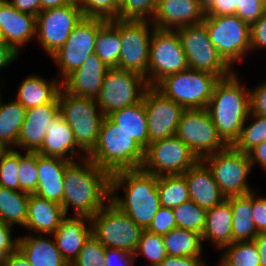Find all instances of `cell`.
<instances>
[{
    "instance_id": "603a6c76",
    "label": "cell",
    "mask_w": 266,
    "mask_h": 266,
    "mask_svg": "<svg viewBox=\"0 0 266 266\" xmlns=\"http://www.w3.org/2000/svg\"><path fill=\"white\" fill-rule=\"evenodd\" d=\"M183 175L190 200L200 207L209 210L226 199L213 178L212 172L202 160H199Z\"/></svg>"
},
{
    "instance_id": "d590c367",
    "label": "cell",
    "mask_w": 266,
    "mask_h": 266,
    "mask_svg": "<svg viewBox=\"0 0 266 266\" xmlns=\"http://www.w3.org/2000/svg\"><path fill=\"white\" fill-rule=\"evenodd\" d=\"M162 237L169 256L192 257L203 253L202 238L197 232L175 227Z\"/></svg>"
},
{
    "instance_id": "9c48e42d",
    "label": "cell",
    "mask_w": 266,
    "mask_h": 266,
    "mask_svg": "<svg viewBox=\"0 0 266 266\" xmlns=\"http://www.w3.org/2000/svg\"><path fill=\"white\" fill-rule=\"evenodd\" d=\"M203 23L217 52L230 67L250 53V25L239 16H205Z\"/></svg>"
},
{
    "instance_id": "d6986e66",
    "label": "cell",
    "mask_w": 266,
    "mask_h": 266,
    "mask_svg": "<svg viewBox=\"0 0 266 266\" xmlns=\"http://www.w3.org/2000/svg\"><path fill=\"white\" fill-rule=\"evenodd\" d=\"M204 18V0H157L151 22L157 29L175 30L201 23Z\"/></svg>"
},
{
    "instance_id": "816d5d0a",
    "label": "cell",
    "mask_w": 266,
    "mask_h": 266,
    "mask_svg": "<svg viewBox=\"0 0 266 266\" xmlns=\"http://www.w3.org/2000/svg\"><path fill=\"white\" fill-rule=\"evenodd\" d=\"M250 113L266 116V82L250 89Z\"/></svg>"
},
{
    "instance_id": "e575fe53",
    "label": "cell",
    "mask_w": 266,
    "mask_h": 266,
    "mask_svg": "<svg viewBox=\"0 0 266 266\" xmlns=\"http://www.w3.org/2000/svg\"><path fill=\"white\" fill-rule=\"evenodd\" d=\"M29 193L0 186V220L7 225L25 226L28 214Z\"/></svg>"
},
{
    "instance_id": "8992f818",
    "label": "cell",
    "mask_w": 266,
    "mask_h": 266,
    "mask_svg": "<svg viewBox=\"0 0 266 266\" xmlns=\"http://www.w3.org/2000/svg\"><path fill=\"white\" fill-rule=\"evenodd\" d=\"M220 80L209 72L186 69L162 79L155 88L184 109L206 108Z\"/></svg>"
},
{
    "instance_id": "cb8c5ba5",
    "label": "cell",
    "mask_w": 266,
    "mask_h": 266,
    "mask_svg": "<svg viewBox=\"0 0 266 266\" xmlns=\"http://www.w3.org/2000/svg\"><path fill=\"white\" fill-rule=\"evenodd\" d=\"M76 149L83 152L81 153L82 156H79L80 159L87 157V154H84L85 152L76 143L70 125L63 119L60 113L57 114L47 126L43 145L37 153L43 156L55 157L73 162V157L76 156Z\"/></svg>"
},
{
    "instance_id": "d4e9b609",
    "label": "cell",
    "mask_w": 266,
    "mask_h": 266,
    "mask_svg": "<svg viewBox=\"0 0 266 266\" xmlns=\"http://www.w3.org/2000/svg\"><path fill=\"white\" fill-rule=\"evenodd\" d=\"M72 217L66 216L56 231L50 235L52 238L54 236L57 248L69 265H71L72 262L79 256V252L84 246V243L92 234L89 217Z\"/></svg>"
},
{
    "instance_id": "1f68e13d",
    "label": "cell",
    "mask_w": 266,
    "mask_h": 266,
    "mask_svg": "<svg viewBox=\"0 0 266 266\" xmlns=\"http://www.w3.org/2000/svg\"><path fill=\"white\" fill-rule=\"evenodd\" d=\"M233 242L253 241L258 235L252 217L253 192L230 196Z\"/></svg>"
},
{
    "instance_id": "d6a6232c",
    "label": "cell",
    "mask_w": 266,
    "mask_h": 266,
    "mask_svg": "<svg viewBox=\"0 0 266 266\" xmlns=\"http://www.w3.org/2000/svg\"><path fill=\"white\" fill-rule=\"evenodd\" d=\"M121 44L120 19L107 21L97 32L95 54L108 68H118Z\"/></svg>"
},
{
    "instance_id": "44dd1931",
    "label": "cell",
    "mask_w": 266,
    "mask_h": 266,
    "mask_svg": "<svg viewBox=\"0 0 266 266\" xmlns=\"http://www.w3.org/2000/svg\"><path fill=\"white\" fill-rule=\"evenodd\" d=\"M108 69L103 61L93 53L62 81V87L73 95L96 99L100 94Z\"/></svg>"
},
{
    "instance_id": "be15d7a7",
    "label": "cell",
    "mask_w": 266,
    "mask_h": 266,
    "mask_svg": "<svg viewBox=\"0 0 266 266\" xmlns=\"http://www.w3.org/2000/svg\"><path fill=\"white\" fill-rule=\"evenodd\" d=\"M77 3V0H41V11Z\"/></svg>"
},
{
    "instance_id": "836d02e7",
    "label": "cell",
    "mask_w": 266,
    "mask_h": 266,
    "mask_svg": "<svg viewBox=\"0 0 266 266\" xmlns=\"http://www.w3.org/2000/svg\"><path fill=\"white\" fill-rule=\"evenodd\" d=\"M0 96V141L8 149L17 147L18 136L25 119L26 109L16 99L2 102Z\"/></svg>"
},
{
    "instance_id": "ffe728a7",
    "label": "cell",
    "mask_w": 266,
    "mask_h": 266,
    "mask_svg": "<svg viewBox=\"0 0 266 266\" xmlns=\"http://www.w3.org/2000/svg\"><path fill=\"white\" fill-rule=\"evenodd\" d=\"M57 114H59L58 96L51 103L26 109L17 148H22L25 152H37L43 145L47 126Z\"/></svg>"
},
{
    "instance_id": "484cf974",
    "label": "cell",
    "mask_w": 266,
    "mask_h": 266,
    "mask_svg": "<svg viewBox=\"0 0 266 266\" xmlns=\"http://www.w3.org/2000/svg\"><path fill=\"white\" fill-rule=\"evenodd\" d=\"M68 160L47 157L37 153L38 183L35 195L62 204L64 194V172Z\"/></svg>"
},
{
    "instance_id": "f35d334b",
    "label": "cell",
    "mask_w": 266,
    "mask_h": 266,
    "mask_svg": "<svg viewBox=\"0 0 266 266\" xmlns=\"http://www.w3.org/2000/svg\"><path fill=\"white\" fill-rule=\"evenodd\" d=\"M248 118H253V121L249 125L247 120L244 122L239 138L232 145L243 153L266 141V116L249 113Z\"/></svg>"
},
{
    "instance_id": "f5cc1de1",
    "label": "cell",
    "mask_w": 266,
    "mask_h": 266,
    "mask_svg": "<svg viewBox=\"0 0 266 266\" xmlns=\"http://www.w3.org/2000/svg\"><path fill=\"white\" fill-rule=\"evenodd\" d=\"M253 222L258 233L266 232V197L256 196L253 192Z\"/></svg>"
},
{
    "instance_id": "60d3db41",
    "label": "cell",
    "mask_w": 266,
    "mask_h": 266,
    "mask_svg": "<svg viewBox=\"0 0 266 266\" xmlns=\"http://www.w3.org/2000/svg\"><path fill=\"white\" fill-rule=\"evenodd\" d=\"M140 255L149 261L150 266H159L168 255L162 235L143 230L133 256L136 259Z\"/></svg>"
},
{
    "instance_id": "8fae6325",
    "label": "cell",
    "mask_w": 266,
    "mask_h": 266,
    "mask_svg": "<svg viewBox=\"0 0 266 266\" xmlns=\"http://www.w3.org/2000/svg\"><path fill=\"white\" fill-rule=\"evenodd\" d=\"M149 54L145 80L150 87H155L169 75L189 68L176 30L153 28Z\"/></svg>"
},
{
    "instance_id": "8d00e7d4",
    "label": "cell",
    "mask_w": 266,
    "mask_h": 266,
    "mask_svg": "<svg viewBox=\"0 0 266 266\" xmlns=\"http://www.w3.org/2000/svg\"><path fill=\"white\" fill-rule=\"evenodd\" d=\"M157 189L162 207L174 208L190 200L183 174L159 176Z\"/></svg>"
},
{
    "instance_id": "9a60e30c",
    "label": "cell",
    "mask_w": 266,
    "mask_h": 266,
    "mask_svg": "<svg viewBox=\"0 0 266 266\" xmlns=\"http://www.w3.org/2000/svg\"><path fill=\"white\" fill-rule=\"evenodd\" d=\"M106 22L100 18L84 17L71 31L63 46L51 56L61 71V82L95 53L97 32Z\"/></svg>"
},
{
    "instance_id": "2e32d148",
    "label": "cell",
    "mask_w": 266,
    "mask_h": 266,
    "mask_svg": "<svg viewBox=\"0 0 266 266\" xmlns=\"http://www.w3.org/2000/svg\"><path fill=\"white\" fill-rule=\"evenodd\" d=\"M83 18L78 3L44 10L37 15L36 38L50 57L63 46Z\"/></svg>"
},
{
    "instance_id": "f1b7e54d",
    "label": "cell",
    "mask_w": 266,
    "mask_h": 266,
    "mask_svg": "<svg viewBox=\"0 0 266 266\" xmlns=\"http://www.w3.org/2000/svg\"><path fill=\"white\" fill-rule=\"evenodd\" d=\"M202 242L210 240L218 249H222L233 242L232 209L230 197L207 210Z\"/></svg>"
},
{
    "instance_id": "03108f58",
    "label": "cell",
    "mask_w": 266,
    "mask_h": 266,
    "mask_svg": "<svg viewBox=\"0 0 266 266\" xmlns=\"http://www.w3.org/2000/svg\"><path fill=\"white\" fill-rule=\"evenodd\" d=\"M0 42H5L1 28H0Z\"/></svg>"
},
{
    "instance_id": "9f6ffc18",
    "label": "cell",
    "mask_w": 266,
    "mask_h": 266,
    "mask_svg": "<svg viewBox=\"0 0 266 266\" xmlns=\"http://www.w3.org/2000/svg\"><path fill=\"white\" fill-rule=\"evenodd\" d=\"M201 256L176 257L167 255L159 266H208Z\"/></svg>"
},
{
    "instance_id": "7bdbcfd3",
    "label": "cell",
    "mask_w": 266,
    "mask_h": 266,
    "mask_svg": "<svg viewBox=\"0 0 266 266\" xmlns=\"http://www.w3.org/2000/svg\"><path fill=\"white\" fill-rule=\"evenodd\" d=\"M156 6L157 0H120L118 19L151 21Z\"/></svg>"
},
{
    "instance_id": "f907efd6",
    "label": "cell",
    "mask_w": 266,
    "mask_h": 266,
    "mask_svg": "<svg viewBox=\"0 0 266 266\" xmlns=\"http://www.w3.org/2000/svg\"><path fill=\"white\" fill-rule=\"evenodd\" d=\"M251 51L266 48V12L250 25Z\"/></svg>"
},
{
    "instance_id": "7a4b0ae2",
    "label": "cell",
    "mask_w": 266,
    "mask_h": 266,
    "mask_svg": "<svg viewBox=\"0 0 266 266\" xmlns=\"http://www.w3.org/2000/svg\"><path fill=\"white\" fill-rule=\"evenodd\" d=\"M158 176L142 168L119 170L111 174L110 202L146 230L161 207ZM122 188L125 198L117 196Z\"/></svg>"
},
{
    "instance_id": "52a82bcc",
    "label": "cell",
    "mask_w": 266,
    "mask_h": 266,
    "mask_svg": "<svg viewBox=\"0 0 266 266\" xmlns=\"http://www.w3.org/2000/svg\"><path fill=\"white\" fill-rule=\"evenodd\" d=\"M92 234L106 248L134 254L143 229L110 201L90 218Z\"/></svg>"
},
{
    "instance_id": "4dcf8cb0",
    "label": "cell",
    "mask_w": 266,
    "mask_h": 266,
    "mask_svg": "<svg viewBox=\"0 0 266 266\" xmlns=\"http://www.w3.org/2000/svg\"><path fill=\"white\" fill-rule=\"evenodd\" d=\"M108 117L144 150L148 147V123L143 99L135 105L113 111Z\"/></svg>"
},
{
    "instance_id": "bcb514c9",
    "label": "cell",
    "mask_w": 266,
    "mask_h": 266,
    "mask_svg": "<svg viewBox=\"0 0 266 266\" xmlns=\"http://www.w3.org/2000/svg\"><path fill=\"white\" fill-rule=\"evenodd\" d=\"M106 247L91 234L70 266H105Z\"/></svg>"
},
{
    "instance_id": "e0dca14e",
    "label": "cell",
    "mask_w": 266,
    "mask_h": 266,
    "mask_svg": "<svg viewBox=\"0 0 266 266\" xmlns=\"http://www.w3.org/2000/svg\"><path fill=\"white\" fill-rule=\"evenodd\" d=\"M150 26H153L152 30ZM153 28L151 21L120 20L122 44L118 68L138 73L144 78L147 76Z\"/></svg>"
},
{
    "instance_id": "c3c4849f",
    "label": "cell",
    "mask_w": 266,
    "mask_h": 266,
    "mask_svg": "<svg viewBox=\"0 0 266 266\" xmlns=\"http://www.w3.org/2000/svg\"><path fill=\"white\" fill-rule=\"evenodd\" d=\"M175 227L177 224L172 208L161 206L146 230L154 234L164 235Z\"/></svg>"
},
{
    "instance_id": "30bf717a",
    "label": "cell",
    "mask_w": 266,
    "mask_h": 266,
    "mask_svg": "<svg viewBox=\"0 0 266 266\" xmlns=\"http://www.w3.org/2000/svg\"><path fill=\"white\" fill-rule=\"evenodd\" d=\"M186 55L188 67L217 75L220 79L234 71L219 55L203 22L175 29Z\"/></svg>"
},
{
    "instance_id": "f6af8a7d",
    "label": "cell",
    "mask_w": 266,
    "mask_h": 266,
    "mask_svg": "<svg viewBox=\"0 0 266 266\" xmlns=\"http://www.w3.org/2000/svg\"><path fill=\"white\" fill-rule=\"evenodd\" d=\"M18 169L19 152L10 148L0 157V186L19 191Z\"/></svg>"
},
{
    "instance_id": "6125c7cd",
    "label": "cell",
    "mask_w": 266,
    "mask_h": 266,
    "mask_svg": "<svg viewBox=\"0 0 266 266\" xmlns=\"http://www.w3.org/2000/svg\"><path fill=\"white\" fill-rule=\"evenodd\" d=\"M253 241L258 248L260 265L266 266V232L258 233Z\"/></svg>"
},
{
    "instance_id": "5bb4252c",
    "label": "cell",
    "mask_w": 266,
    "mask_h": 266,
    "mask_svg": "<svg viewBox=\"0 0 266 266\" xmlns=\"http://www.w3.org/2000/svg\"><path fill=\"white\" fill-rule=\"evenodd\" d=\"M202 160L228 145L218 134L206 108L185 109L175 134Z\"/></svg>"
},
{
    "instance_id": "ba28073f",
    "label": "cell",
    "mask_w": 266,
    "mask_h": 266,
    "mask_svg": "<svg viewBox=\"0 0 266 266\" xmlns=\"http://www.w3.org/2000/svg\"><path fill=\"white\" fill-rule=\"evenodd\" d=\"M212 172L213 178L225 197L243 196L254 192L247 177L252 164L247 153L228 145L225 149L202 159Z\"/></svg>"
},
{
    "instance_id": "11a10c76",
    "label": "cell",
    "mask_w": 266,
    "mask_h": 266,
    "mask_svg": "<svg viewBox=\"0 0 266 266\" xmlns=\"http://www.w3.org/2000/svg\"><path fill=\"white\" fill-rule=\"evenodd\" d=\"M12 226L0 220V257L3 258L18 248V237L12 239Z\"/></svg>"
},
{
    "instance_id": "b9f144b4",
    "label": "cell",
    "mask_w": 266,
    "mask_h": 266,
    "mask_svg": "<svg viewBox=\"0 0 266 266\" xmlns=\"http://www.w3.org/2000/svg\"><path fill=\"white\" fill-rule=\"evenodd\" d=\"M37 152H19V191L34 194L38 183Z\"/></svg>"
},
{
    "instance_id": "277c9868",
    "label": "cell",
    "mask_w": 266,
    "mask_h": 266,
    "mask_svg": "<svg viewBox=\"0 0 266 266\" xmlns=\"http://www.w3.org/2000/svg\"><path fill=\"white\" fill-rule=\"evenodd\" d=\"M145 150L124 130L105 116L96 146L87 157L110 174L141 168Z\"/></svg>"
},
{
    "instance_id": "7c38bea8",
    "label": "cell",
    "mask_w": 266,
    "mask_h": 266,
    "mask_svg": "<svg viewBox=\"0 0 266 266\" xmlns=\"http://www.w3.org/2000/svg\"><path fill=\"white\" fill-rule=\"evenodd\" d=\"M148 87L145 78L138 73L109 68L96 101L102 113L108 116L113 111L139 103Z\"/></svg>"
},
{
    "instance_id": "91938a15",
    "label": "cell",
    "mask_w": 266,
    "mask_h": 266,
    "mask_svg": "<svg viewBox=\"0 0 266 266\" xmlns=\"http://www.w3.org/2000/svg\"><path fill=\"white\" fill-rule=\"evenodd\" d=\"M18 52L6 42H0V70L15 61Z\"/></svg>"
},
{
    "instance_id": "681fc988",
    "label": "cell",
    "mask_w": 266,
    "mask_h": 266,
    "mask_svg": "<svg viewBox=\"0 0 266 266\" xmlns=\"http://www.w3.org/2000/svg\"><path fill=\"white\" fill-rule=\"evenodd\" d=\"M205 16L236 14V0H204Z\"/></svg>"
},
{
    "instance_id": "ab89813d",
    "label": "cell",
    "mask_w": 266,
    "mask_h": 266,
    "mask_svg": "<svg viewBox=\"0 0 266 266\" xmlns=\"http://www.w3.org/2000/svg\"><path fill=\"white\" fill-rule=\"evenodd\" d=\"M172 210L178 228L191 230L202 235L206 221V209L189 200L172 208Z\"/></svg>"
},
{
    "instance_id": "6da1fadb",
    "label": "cell",
    "mask_w": 266,
    "mask_h": 266,
    "mask_svg": "<svg viewBox=\"0 0 266 266\" xmlns=\"http://www.w3.org/2000/svg\"><path fill=\"white\" fill-rule=\"evenodd\" d=\"M111 174L88 157L70 162L64 172L62 207L68 216L69 206L75 216L92 218L110 201Z\"/></svg>"
},
{
    "instance_id": "680465c9",
    "label": "cell",
    "mask_w": 266,
    "mask_h": 266,
    "mask_svg": "<svg viewBox=\"0 0 266 266\" xmlns=\"http://www.w3.org/2000/svg\"><path fill=\"white\" fill-rule=\"evenodd\" d=\"M247 154L252 167H254V164L256 163L259 164V166L261 165L262 169L266 171V141L254 147Z\"/></svg>"
},
{
    "instance_id": "f546056e",
    "label": "cell",
    "mask_w": 266,
    "mask_h": 266,
    "mask_svg": "<svg viewBox=\"0 0 266 266\" xmlns=\"http://www.w3.org/2000/svg\"><path fill=\"white\" fill-rule=\"evenodd\" d=\"M59 78L48 82L40 76H27L19 86L16 100L25 109L51 103L62 87Z\"/></svg>"
},
{
    "instance_id": "7dc6e473",
    "label": "cell",
    "mask_w": 266,
    "mask_h": 266,
    "mask_svg": "<svg viewBox=\"0 0 266 266\" xmlns=\"http://www.w3.org/2000/svg\"><path fill=\"white\" fill-rule=\"evenodd\" d=\"M266 12L265 0H236V14L249 25Z\"/></svg>"
},
{
    "instance_id": "3957f363",
    "label": "cell",
    "mask_w": 266,
    "mask_h": 266,
    "mask_svg": "<svg viewBox=\"0 0 266 266\" xmlns=\"http://www.w3.org/2000/svg\"><path fill=\"white\" fill-rule=\"evenodd\" d=\"M238 79L235 72L221 78L206 107L218 134L229 146L239 138L250 113L249 89L242 86Z\"/></svg>"
},
{
    "instance_id": "e7e4bbea",
    "label": "cell",
    "mask_w": 266,
    "mask_h": 266,
    "mask_svg": "<svg viewBox=\"0 0 266 266\" xmlns=\"http://www.w3.org/2000/svg\"><path fill=\"white\" fill-rule=\"evenodd\" d=\"M8 150L6 146L0 141V157Z\"/></svg>"
},
{
    "instance_id": "83f0119b",
    "label": "cell",
    "mask_w": 266,
    "mask_h": 266,
    "mask_svg": "<svg viewBox=\"0 0 266 266\" xmlns=\"http://www.w3.org/2000/svg\"><path fill=\"white\" fill-rule=\"evenodd\" d=\"M39 236H18V249L24 254L31 266H70L61 255L55 240Z\"/></svg>"
},
{
    "instance_id": "5b68a950",
    "label": "cell",
    "mask_w": 266,
    "mask_h": 266,
    "mask_svg": "<svg viewBox=\"0 0 266 266\" xmlns=\"http://www.w3.org/2000/svg\"><path fill=\"white\" fill-rule=\"evenodd\" d=\"M58 100L59 113L72 128L78 146L88 155L97 144L105 115L96 99L73 95L63 87Z\"/></svg>"
},
{
    "instance_id": "ee69618b",
    "label": "cell",
    "mask_w": 266,
    "mask_h": 266,
    "mask_svg": "<svg viewBox=\"0 0 266 266\" xmlns=\"http://www.w3.org/2000/svg\"><path fill=\"white\" fill-rule=\"evenodd\" d=\"M85 18L118 19V0H77Z\"/></svg>"
},
{
    "instance_id": "4fadbf2b",
    "label": "cell",
    "mask_w": 266,
    "mask_h": 266,
    "mask_svg": "<svg viewBox=\"0 0 266 266\" xmlns=\"http://www.w3.org/2000/svg\"><path fill=\"white\" fill-rule=\"evenodd\" d=\"M199 158L176 135L151 142L142 169L156 176L184 174Z\"/></svg>"
},
{
    "instance_id": "94428289",
    "label": "cell",
    "mask_w": 266,
    "mask_h": 266,
    "mask_svg": "<svg viewBox=\"0 0 266 266\" xmlns=\"http://www.w3.org/2000/svg\"><path fill=\"white\" fill-rule=\"evenodd\" d=\"M0 266H31L24 254L17 248L1 259Z\"/></svg>"
},
{
    "instance_id": "4316f807",
    "label": "cell",
    "mask_w": 266,
    "mask_h": 266,
    "mask_svg": "<svg viewBox=\"0 0 266 266\" xmlns=\"http://www.w3.org/2000/svg\"><path fill=\"white\" fill-rule=\"evenodd\" d=\"M65 217L62 205L30 194L24 229L31 230L38 235L39 233L52 235Z\"/></svg>"
},
{
    "instance_id": "6f0895ef",
    "label": "cell",
    "mask_w": 266,
    "mask_h": 266,
    "mask_svg": "<svg viewBox=\"0 0 266 266\" xmlns=\"http://www.w3.org/2000/svg\"><path fill=\"white\" fill-rule=\"evenodd\" d=\"M20 12L36 16L41 12V0H7Z\"/></svg>"
},
{
    "instance_id": "db71d44e",
    "label": "cell",
    "mask_w": 266,
    "mask_h": 266,
    "mask_svg": "<svg viewBox=\"0 0 266 266\" xmlns=\"http://www.w3.org/2000/svg\"><path fill=\"white\" fill-rule=\"evenodd\" d=\"M135 257L126 251L114 248H106L105 266H133Z\"/></svg>"
},
{
    "instance_id": "74e56055",
    "label": "cell",
    "mask_w": 266,
    "mask_h": 266,
    "mask_svg": "<svg viewBox=\"0 0 266 266\" xmlns=\"http://www.w3.org/2000/svg\"><path fill=\"white\" fill-rule=\"evenodd\" d=\"M223 249L218 266H261L254 241L232 242Z\"/></svg>"
},
{
    "instance_id": "7402d4cb",
    "label": "cell",
    "mask_w": 266,
    "mask_h": 266,
    "mask_svg": "<svg viewBox=\"0 0 266 266\" xmlns=\"http://www.w3.org/2000/svg\"><path fill=\"white\" fill-rule=\"evenodd\" d=\"M0 28L6 43L18 53L36 37V16L20 12L7 0H0Z\"/></svg>"
},
{
    "instance_id": "ac0fdd59",
    "label": "cell",
    "mask_w": 266,
    "mask_h": 266,
    "mask_svg": "<svg viewBox=\"0 0 266 266\" xmlns=\"http://www.w3.org/2000/svg\"><path fill=\"white\" fill-rule=\"evenodd\" d=\"M149 144L175 136L180 118L185 110L172 99L165 97L155 87H148L143 95Z\"/></svg>"
}]
</instances>
